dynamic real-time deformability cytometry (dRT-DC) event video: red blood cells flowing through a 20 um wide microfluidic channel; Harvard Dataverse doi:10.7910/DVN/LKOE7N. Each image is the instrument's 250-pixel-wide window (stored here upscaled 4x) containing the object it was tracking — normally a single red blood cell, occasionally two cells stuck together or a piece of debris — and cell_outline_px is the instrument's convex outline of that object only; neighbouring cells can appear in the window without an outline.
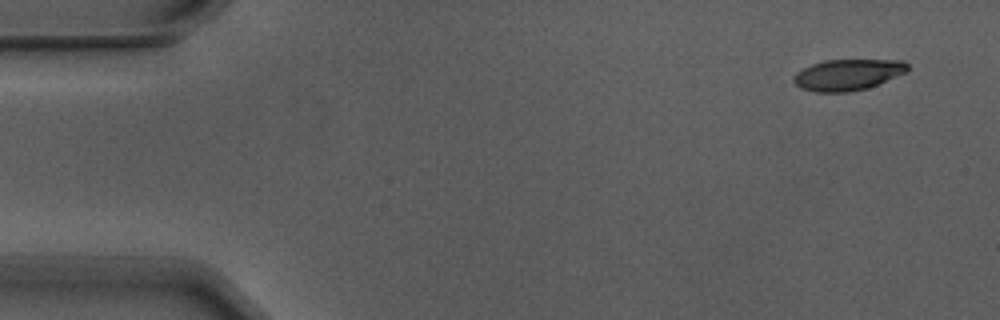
{"species": "Egyptian fruit bat (a non-hibernating species)", "species_latin": "Rousettus aegyptiacus", "temperature_condition": "warm", "stored_images_in_passage": 7, "camera_frame_rate_fps": 3000, "um_per_image_px": 0.085, "animal": {"sex": "male"}, "frame": {"image": 1, "passage_image": 1, "time_ms": 0.0, "image_size_px": [1000, 320], "cell_outline_px": [[908, 68], [904, 72], [868, 88], [848, 92], [816, 92], [800, 88], [792, 80], [792, 76], [796, 72], [812, 64], [824, 60], [904, 60], [908, 64]], "centroid_in_image_um": [72.01, 6.35], "position_along_channel_um": 13.0, "area_um2": 20.52}}
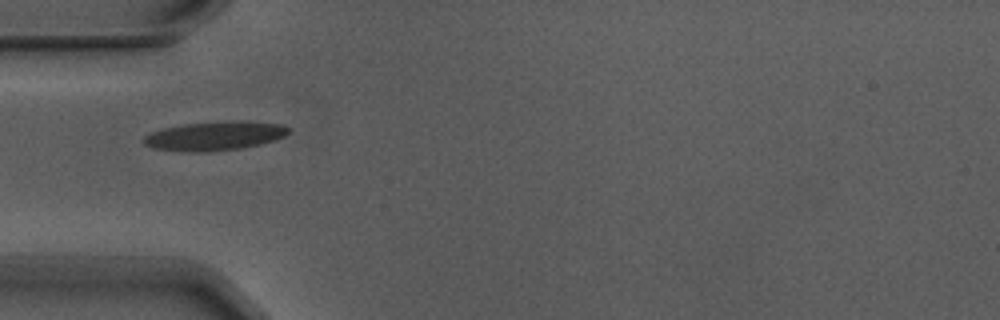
{"frame": {"image": 2, "passage_image": 5, "time_ms": 1.333, "image_size_px": [1000, 320], "cell_outline_px": [[288, 132], [284, 136], [276, 140], [260, 144], [240, 148], [196, 152], [156, 148], [144, 144], [144, 136], [152, 132], [164, 128], [184, 124], [236, 120], [248, 120], [284, 124], [288, 128]], "centroid_in_image_um": [18.32, 11.52], "position_along_channel_um": 66.7, "area_um2": 24.22}}
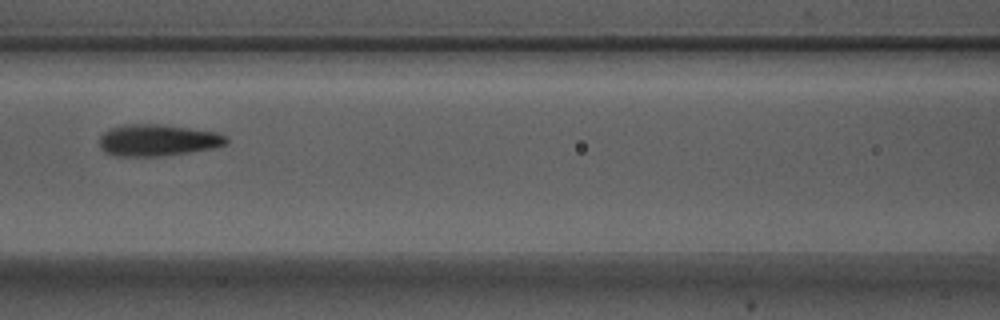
{"frame": {"image": 3, "passage_image": 7, "time_ms": 2.0, "image_size_px": [1000, 320], "cell_outline_px": [[228, 144], [212, 148], [188, 152], [160, 156], [116, 156], [104, 152], [100, 148], [100, 136], [108, 128], [124, 124], [160, 124], [216, 132], [228, 136]], "centroid_in_image_um": [13.38, 11.91], "position_along_channel_um": 153.2, "area_um2": 23.47}}